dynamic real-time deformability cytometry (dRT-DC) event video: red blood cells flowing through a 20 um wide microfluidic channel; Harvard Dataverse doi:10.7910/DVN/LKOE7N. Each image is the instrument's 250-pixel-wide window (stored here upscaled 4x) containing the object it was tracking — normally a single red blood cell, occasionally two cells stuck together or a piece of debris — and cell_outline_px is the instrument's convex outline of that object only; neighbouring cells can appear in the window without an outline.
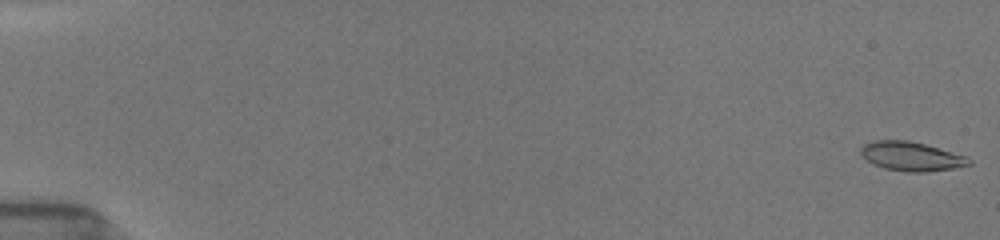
{"species": "common noctule bat (a hibernating species)", "species_latin": "Nyctalus noctula", "temperature_condition": "room temperature", "stored_images_in_passage": 32, "camera_frame_rate_fps": 3000, "um_per_image_px": 0.085, "animal": {"sex": "female", "body_mass_g": 19.5, "forearm_length_mm": 54.1}, "frame": {"image": 1, "passage_image": 1, "time_ms": 0.0, "image_size_px": [1000, 240], "cell_outline_px": [[972, 164], [952, 168], [924, 172], [908, 172], [884, 168], [872, 164], [860, 152], [860, 148], [864, 144], [872, 140], [908, 140], [924, 144], [968, 156], [972, 160]], "centroid_in_image_um": [77.47, 13.28], "position_along_channel_um": 7.5, "area_um2": 18.32}}
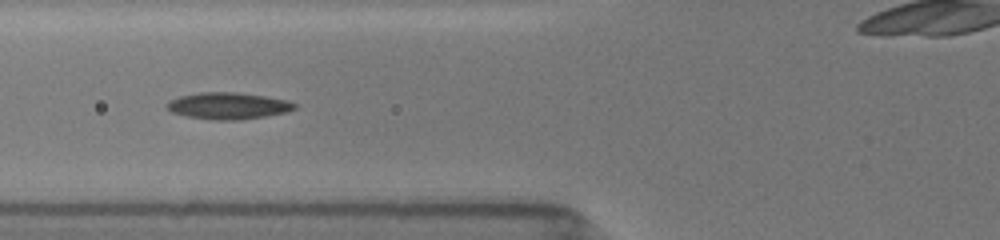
{"frame": {"image": 2, "passage_image": 17, "time_ms": 7.0, "image_size_px": [1000, 240], "cell_outline_px": [[296, 108], [288, 112], [240, 120], [216, 120], [188, 116], [172, 112], [164, 108], [164, 104], [168, 100], [180, 96], [200, 92], [236, 92], [264, 96], [288, 100], [296, 104]], "centroid_in_image_um": [19.36, 8.99], "position_along_channel_um": 106.4, "area_um2": 19.94}}
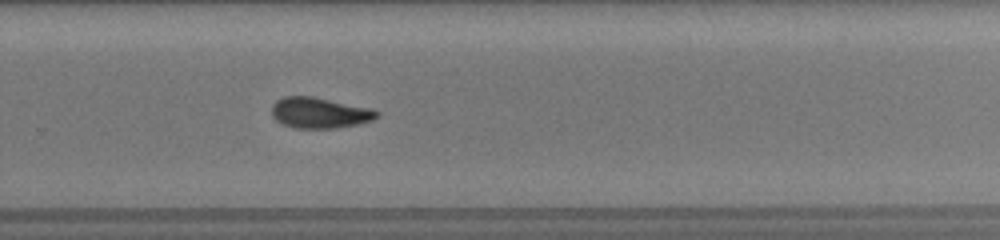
{"frame": {"image": 3, "passage_image": 32, "time_ms": 12.0, "image_size_px": [1000, 240], "cell_outline_px": [[380, 116], [372, 120], [356, 124], [336, 128], [296, 128], [280, 124], [272, 116], [272, 104], [276, 100], [284, 96], [312, 96], [372, 108], [380, 112]], "centroid_in_image_um": [27.16, 9.58], "position_along_channel_um": 302.6, "area_um2": 19.02}}